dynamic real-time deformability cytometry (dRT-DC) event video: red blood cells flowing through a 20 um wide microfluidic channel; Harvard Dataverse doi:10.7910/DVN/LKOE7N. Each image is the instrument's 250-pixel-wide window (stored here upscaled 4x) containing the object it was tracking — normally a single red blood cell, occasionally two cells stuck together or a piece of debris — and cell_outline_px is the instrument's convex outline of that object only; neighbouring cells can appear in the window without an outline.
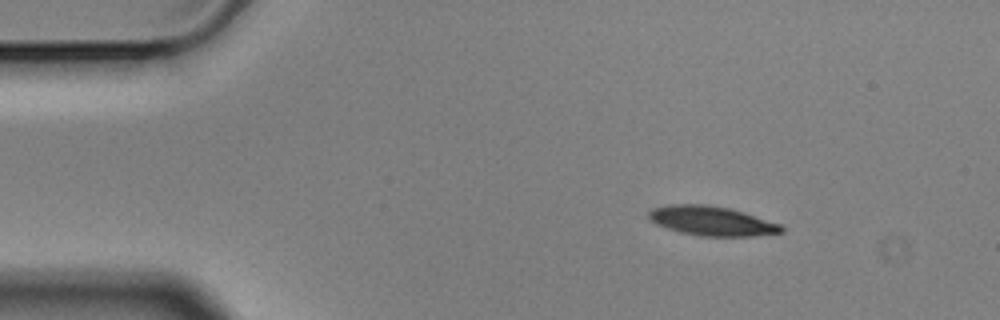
{"species": "Egyptian fruit bat (a non-hibernating species)", "species_latin": "Rousettus aegyptiacus", "temperature_condition": "cold", "stored_images_in_passage": 5, "camera_frame_rate_fps": 3000, "um_per_image_px": 0.085, "animal": {"sex": "male"}, "frame": {"image": 1, "passage_image": 2, "time_ms": 0.333, "image_size_px": [1000, 320], "cell_outline_px": [[784, 232], [752, 236], [700, 236], [680, 232], [656, 224], [648, 220], [648, 212], [652, 208], [668, 204], [708, 204], [728, 208], [744, 212], [780, 224], [784, 228]], "centroid_in_image_um": [60.46, 18.77], "position_along_channel_um": 24.5, "area_um2": 22.83}}
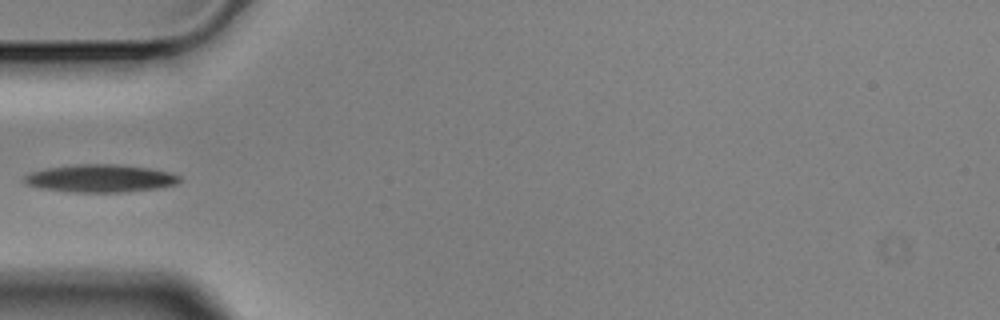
{"frame": {"image": 2, "passage_image": 5, "time_ms": 1.333, "image_size_px": [1000, 320], "cell_outline_px": [[180, 180], [176, 184], [160, 188], [124, 192], [72, 192], [40, 188], [28, 184], [20, 180], [24, 176], [32, 172], [48, 168], [76, 164], [116, 164], [148, 168], [172, 172], [180, 176]], "centroid_in_image_um": [8.55, 15.16], "position_along_channel_um": 76.5, "area_um2": 25.14}}